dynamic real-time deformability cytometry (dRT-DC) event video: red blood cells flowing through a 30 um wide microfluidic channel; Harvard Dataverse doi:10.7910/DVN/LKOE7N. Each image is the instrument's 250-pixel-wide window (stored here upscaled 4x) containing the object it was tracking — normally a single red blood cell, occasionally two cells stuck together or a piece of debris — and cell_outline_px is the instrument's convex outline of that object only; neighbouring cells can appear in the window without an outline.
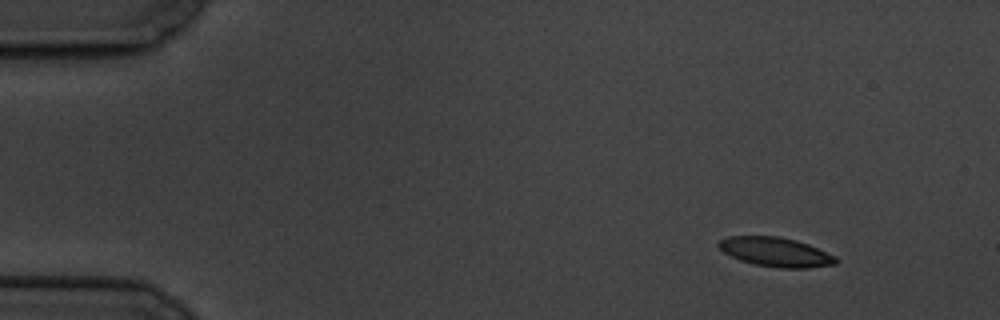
{"species": "common noctule bat (a hibernating species)", "species_latin": "Nyctalus noctula", "temperature_condition": "cold", "stored_images_in_passage": 10, "camera_frame_rate_fps": 3000, "um_per_image_px": 0.085, "animal": {"sex": "male", "body_mass_g": 19.5, "forearm_length_mm": 54.6}, "frame": {"image": 1, "passage_image": 1, "time_ms": 0.0, "image_size_px": [1000, 320], "cell_outline_px": [[840, 260], [836, 264], [808, 268], [780, 268], [756, 264], [740, 260], [724, 252], [716, 244], [720, 240], [728, 236], [780, 236], [796, 240], [808, 244], [836, 256]], "centroid_in_image_um": [65.96, 21.42], "position_along_channel_um": 19.0, "area_um2": 20.0}}
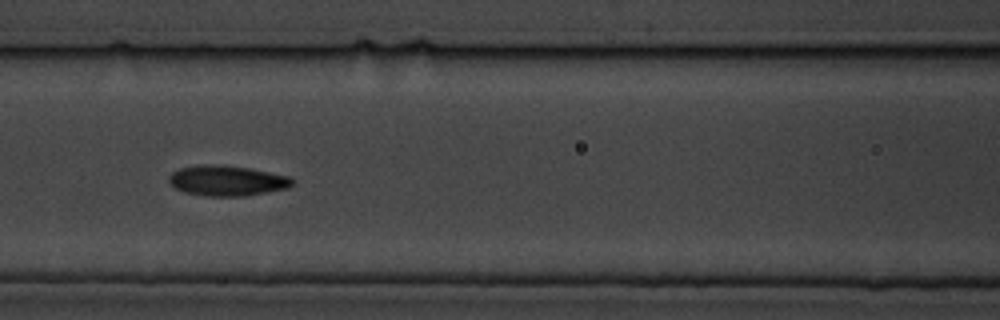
{"frame": {"image": 2, "passage_image": 6, "time_ms": 6.667, "image_size_px": [1000, 320], "cell_outline_px": [[296, 184], [288, 188], [268, 192], [244, 196], [208, 196], [184, 192], [168, 184], [168, 176], [172, 172], [180, 168], [204, 164], [220, 164], [248, 168], [292, 176]], "centroid_in_image_um": [19.32, 15.35], "position_along_channel_um": 147.3, "area_um2": 22.14}}
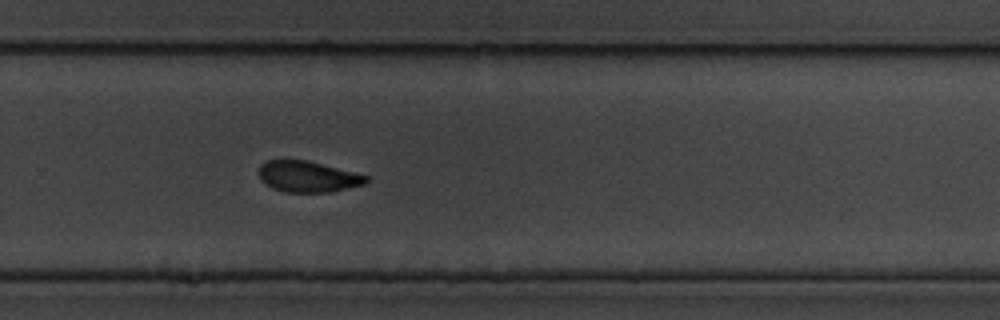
{"frame": {"image": 3, "passage_image": 10, "time_ms": 11.333, "image_size_px": [1000, 320], "cell_outline_px": [[368, 180], [364, 184], [332, 192], [284, 192], [272, 188], [264, 184], [260, 180], [260, 164], [264, 160], [304, 160], [368, 176]], "centroid_in_image_um": [26.11, 15.02], "position_along_channel_um": 303.7, "area_um2": 19.19}}